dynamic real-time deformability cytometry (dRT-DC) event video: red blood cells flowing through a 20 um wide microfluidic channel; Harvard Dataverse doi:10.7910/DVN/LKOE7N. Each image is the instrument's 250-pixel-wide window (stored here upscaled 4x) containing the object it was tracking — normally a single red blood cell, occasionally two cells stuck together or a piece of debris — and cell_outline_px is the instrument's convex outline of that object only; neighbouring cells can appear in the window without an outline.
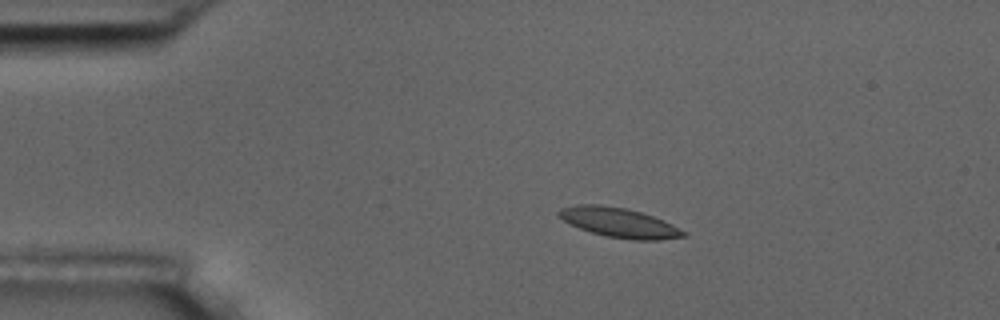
{"species": "common noctule bat (a hibernating species)", "species_latin": "Nyctalus noctula", "temperature_condition": "room temperature", "stored_images_in_passage": 7, "camera_frame_rate_fps": 3000, "um_per_image_px": 0.085, "animal": {"sex": "male", "body_mass_g": 17.5, "forearm_length_mm": 52.3}, "frame": {"image": 1, "passage_image": 1, "time_ms": 0.0, "image_size_px": [1000, 320], "cell_outline_px": [[688, 236], [660, 240], [632, 240], [608, 236], [592, 232], [580, 228], [564, 220], [556, 212], [560, 208], [576, 204], [600, 204], [624, 208], [640, 212], [664, 220], [688, 232]], "centroid_in_image_um": [52.67, 18.92], "position_along_channel_um": 32.3, "area_um2": 21.44}}
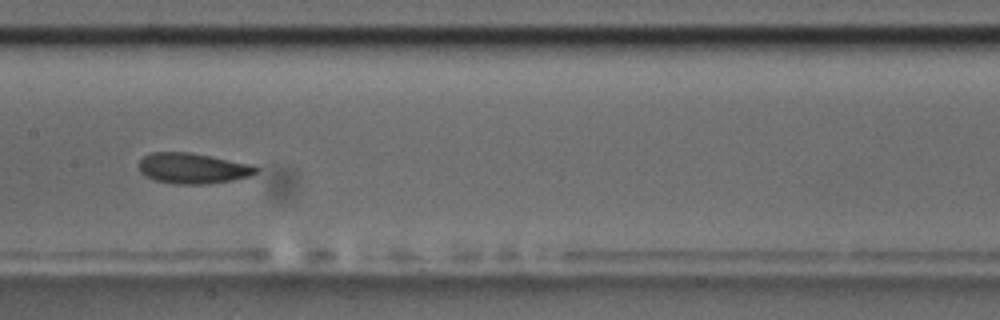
{"frame": {"image": 2, "passage_image": 6, "time_ms": 5.667, "image_size_px": [1000, 320], "cell_outline_px": [[260, 168], [256, 172], [248, 176], [232, 180], [204, 184], [176, 184], [156, 180], [144, 176], [140, 172], [140, 160], [144, 156], [152, 152], [188, 152], [252, 164]], "centroid_in_image_um": [16.38, 14.3], "position_along_channel_um": 191.0, "area_um2": 20.69}}
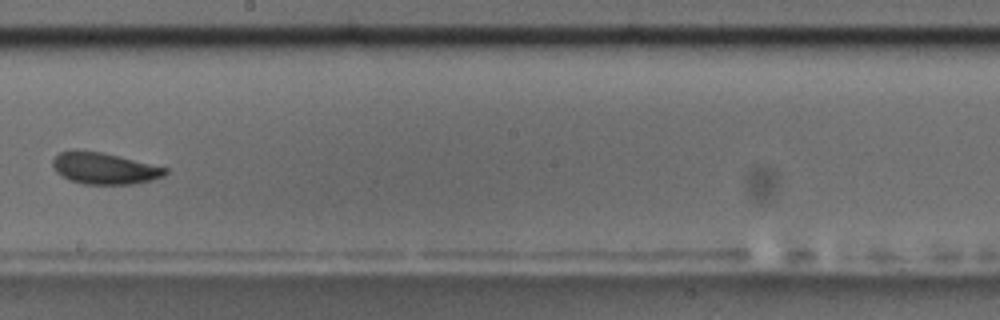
{"frame": {"image": 3, "passage_image": 7, "time_ms": 7.0, "image_size_px": [1000, 320], "cell_outline_px": [[168, 172], [164, 176], [152, 180], [132, 184], [84, 184], [68, 180], [56, 172], [52, 168], [52, 160], [60, 152], [100, 152], [168, 168]], "centroid_in_image_um": [8.88, 14.35], "position_along_channel_um": 239.3, "area_um2": 20.23}}